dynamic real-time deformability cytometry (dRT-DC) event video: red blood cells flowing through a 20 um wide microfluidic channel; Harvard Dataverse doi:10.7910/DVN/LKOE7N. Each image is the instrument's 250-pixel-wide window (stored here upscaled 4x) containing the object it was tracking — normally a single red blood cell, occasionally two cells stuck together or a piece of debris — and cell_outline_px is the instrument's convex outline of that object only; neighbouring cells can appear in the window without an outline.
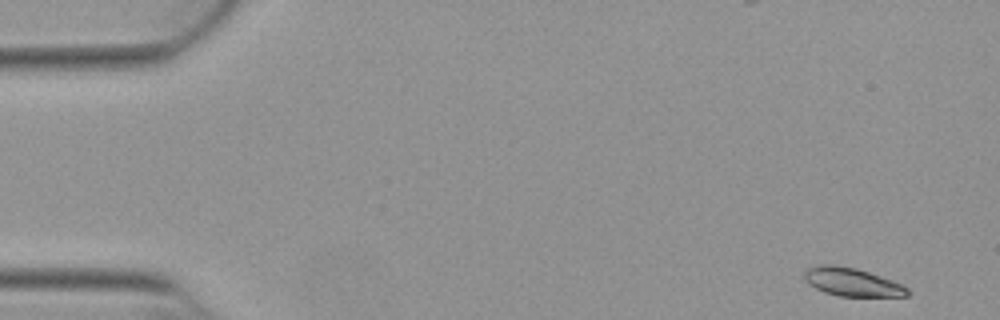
{"species": "Egyptian fruit bat (a non-hibernating species)", "species_latin": "Rousettus aegyptiacus", "temperature_condition": "warm", "stored_images_in_passage": 51, "camera_frame_rate_fps": 3000, "um_per_image_px": 0.085, "animal": {"sex": "female"}, "frame": {"image": 1, "passage_image": 1, "time_ms": 0.0, "image_size_px": [1000, 320], "cell_outline_px": [[912, 292], [908, 296], [836, 296], [824, 292], [816, 288], [804, 276], [804, 272], [808, 268], [824, 264], [832, 264], [856, 268], [868, 272], [900, 284], [908, 288]], "centroid_in_image_um": [72.45, 23.98], "position_along_channel_um": 12.6, "area_um2": 16.65}}
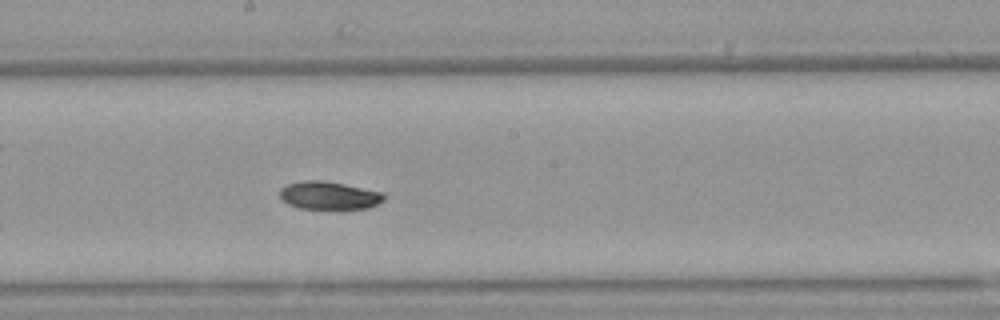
{"frame": {"image": 2, "passage_image": 27, "time_ms": 8.667, "image_size_px": [1000, 320], "cell_outline_px": [[384, 200], [368, 208], [340, 212], [300, 208], [288, 204], [280, 196], [280, 188], [288, 184], [304, 180], [320, 180], [344, 184], [384, 192]], "centroid_in_image_um": [28.0, 16.67], "position_along_channel_um": 220.2, "area_um2": 17.69}}
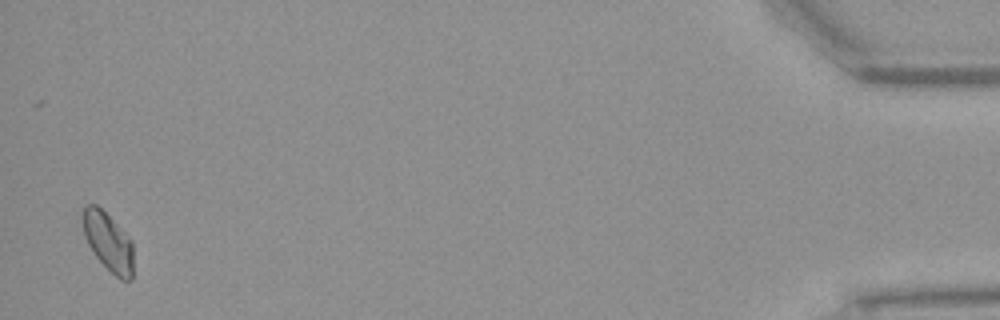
{"frame": {"image": 3, "passage_image": 50, "time_ms": 16.333, "image_size_px": [1000, 320], "cell_outline_px": [[132, 280], [120, 280], [96, 256], [88, 244], [84, 236], [84, 204], [96, 204], [132, 240]], "centroid_in_image_um": [9.21, 20.57], "position_along_channel_um": 426.0, "area_um2": 16.7}, "authors_computed_cell_mechanics": {"area_um2": 17.1666, "velocity_mm_per_s": 3.8629, "shape_relaxation_time_tau1_ms": 2.8528, "shape_relaxation_time_tau2_ms": null, "deformation_change_tau1": 0.1094, "deformation_change_tau2": null}}